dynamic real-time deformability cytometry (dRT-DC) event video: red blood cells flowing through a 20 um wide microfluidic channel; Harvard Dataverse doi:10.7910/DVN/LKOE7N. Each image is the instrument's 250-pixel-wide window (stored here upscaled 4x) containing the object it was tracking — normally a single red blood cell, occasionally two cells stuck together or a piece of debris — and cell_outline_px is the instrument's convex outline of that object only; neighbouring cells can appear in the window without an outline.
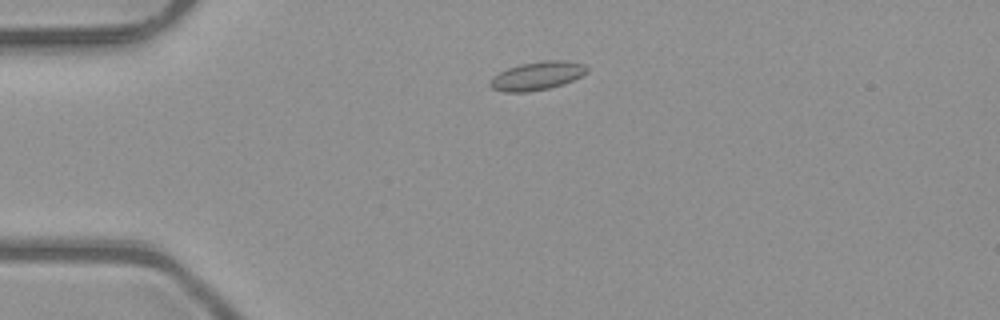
{"species": "common noctule bat (a hibernating species)", "species_latin": "Nyctalus noctula", "temperature_condition": "room temperature", "stored_images_in_passage": 2, "camera_frame_rate_fps": 3000, "um_per_image_px": 0.085, "animal": {"sex": "male", "body_mass_g": 23.1, "forearm_length_mm": 52.7}, "frame": {"image": 1, "passage_image": 1, "time_ms": 0.0, "image_size_px": [1000, 320], "cell_outline_px": [[588, 72], [564, 84], [548, 88], [528, 92], [504, 92], [492, 88], [488, 84], [492, 76], [508, 68], [520, 64], [544, 60], [568, 60], [584, 64], [588, 68]], "centroid_in_image_um": [45.65, 6.44], "position_along_channel_um": 39.3, "area_um2": 16.13}}